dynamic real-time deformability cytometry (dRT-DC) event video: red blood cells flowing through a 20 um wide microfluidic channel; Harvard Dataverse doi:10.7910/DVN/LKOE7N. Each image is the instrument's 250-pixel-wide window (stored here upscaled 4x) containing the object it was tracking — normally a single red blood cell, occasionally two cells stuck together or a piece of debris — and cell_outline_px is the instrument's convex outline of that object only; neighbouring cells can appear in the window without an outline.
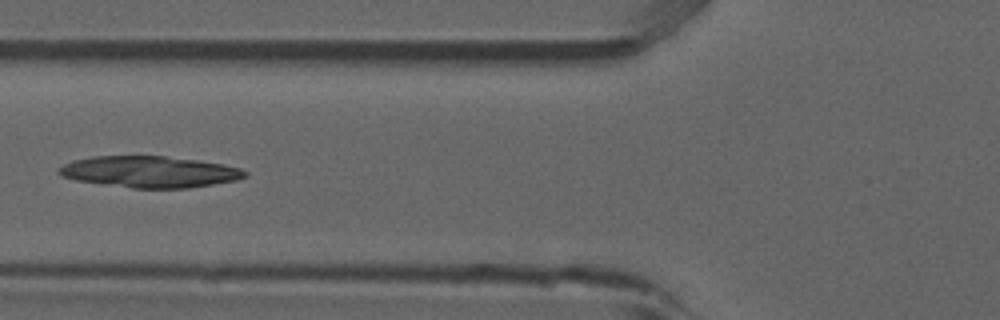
{"species": "common noctule bat (a hibernating species)", "species_latin": "Nyctalus noctula", "temperature_condition": "room temperature", "stored_images_in_passage": 50, "camera_frame_rate_fps": 3000, "um_per_image_px": 0.085, "animal": {"sex": "male", "forearm_length_mm": 52.5}, "frame": {"image": 1, "passage_image": 18, "time_ms": 5.667, "image_size_px": [1000, 320], "cell_outline_px": [[248, 176], [236, 180], [188, 188], [132, 188], [76, 180], [64, 176], [56, 172], [56, 168], [72, 160], [92, 156], [164, 156], [196, 160], [224, 164], [240, 168], [248, 172]], "centroid_in_image_um": [12.71, 14.6], "position_along_channel_um": 113.1, "area_um2": 33.99}}
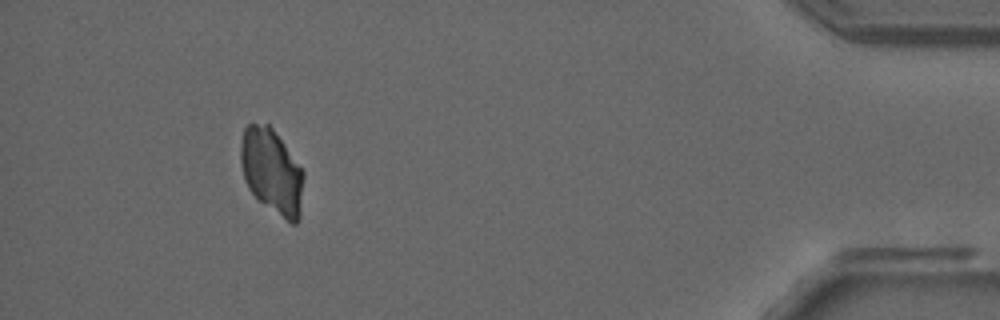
{"frame": {"image": 2, "passage_image": 46, "time_ms": 15.0, "image_size_px": [1000, 320], "cell_outline_px": [[304, 176], [300, 220], [296, 224], [292, 224], [260, 200], [248, 188], [244, 180], [240, 164], [240, 144], [244, 128], [248, 124], [268, 124], [272, 128], [304, 172]], "centroid_in_image_um": [23.1, 14.57], "position_along_channel_um": 412.1, "area_um2": 30.92}}